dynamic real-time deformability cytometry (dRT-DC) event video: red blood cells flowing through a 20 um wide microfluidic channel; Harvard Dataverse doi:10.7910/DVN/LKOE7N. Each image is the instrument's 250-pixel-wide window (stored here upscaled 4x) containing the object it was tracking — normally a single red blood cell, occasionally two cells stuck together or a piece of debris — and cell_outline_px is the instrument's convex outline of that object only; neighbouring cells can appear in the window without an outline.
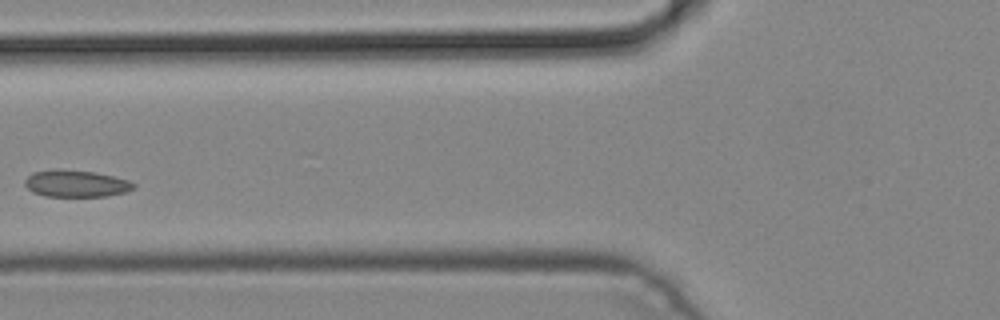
{"species": "common noctule bat (a hibernating species)", "species_latin": "Nyctalus noctula", "temperature_condition": "cold", "stored_images_in_passage": 4, "camera_frame_rate_fps": 3000, "um_per_image_px": 0.085, "animal": {"sex": "male", "body_mass_g": 19.2, "forearm_length_mm": 51.8}, "frame": {"image": 1, "passage_image": 4, "time_ms": 1.0, "image_size_px": [1000, 320], "cell_outline_px": [[136, 188], [124, 192], [104, 196], [44, 196], [32, 192], [24, 184], [24, 180], [32, 172], [56, 168], [60, 168], [96, 172], [128, 180], [136, 184]], "centroid_in_image_um": [6.43, 15.58], "position_along_channel_um": 119.4, "area_um2": 17.22}}